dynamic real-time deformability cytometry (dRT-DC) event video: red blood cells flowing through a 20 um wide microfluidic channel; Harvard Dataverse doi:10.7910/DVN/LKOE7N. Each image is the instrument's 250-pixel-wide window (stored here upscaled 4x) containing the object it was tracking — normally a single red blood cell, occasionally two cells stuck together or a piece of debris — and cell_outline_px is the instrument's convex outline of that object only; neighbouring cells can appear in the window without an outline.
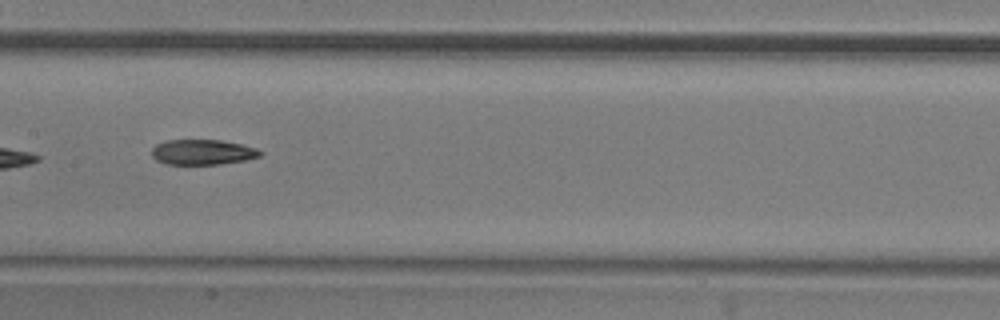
{"species": "common noctule bat (a hibernating species)", "species_latin": "Nyctalus noctula", "temperature_condition": "room temperature", "stored_images_in_passage": 9, "camera_frame_rate_fps": 3000, "um_per_image_px": 0.085, "animal": {"sex": "male", "body_mass_g": 20.5, "forearm_length_mm": 52.5}, "frame": {"image": 1, "passage_image": 6, "time_ms": 1.667, "image_size_px": [1000, 320], "cell_outline_px": [[264, 152], [260, 156], [244, 160], [220, 164], [168, 164], [156, 160], [152, 156], [152, 148], [156, 144], [164, 140], [220, 140], [240, 144], [256, 148]], "centroid_in_image_um": [17.2, 12.92], "position_along_channel_um": 190.2, "area_um2": 15.9}}
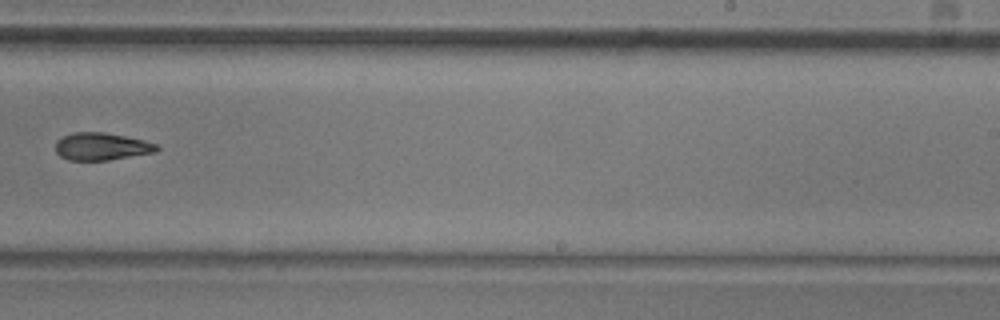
{"frame": {"image": 2, "passage_image": 8, "time_ms": 2.333, "image_size_px": [1000, 320], "cell_outline_px": [[160, 148], [156, 152], [108, 160], [68, 160], [60, 156], [56, 152], [56, 140], [72, 132], [104, 132], [144, 140], [156, 144]], "centroid_in_image_um": [8.62, 12.45], "position_along_channel_um": 280.4, "area_um2": 16.18}}
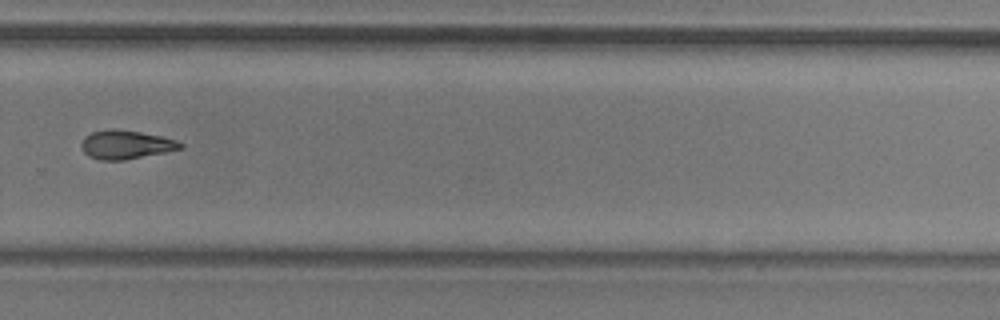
{"frame": {"image": 3, "passage_image": 9, "time_ms": 2.667, "image_size_px": [1000, 320], "cell_outline_px": [[184, 148], [124, 160], [100, 160], [88, 156], [84, 152], [80, 144], [84, 136], [92, 132], [108, 128], [116, 128], [140, 132], [160, 136], [176, 140], [184, 144]], "centroid_in_image_um": [10.67, 12.28], "position_along_channel_um": 319.1, "area_um2": 16.65}}